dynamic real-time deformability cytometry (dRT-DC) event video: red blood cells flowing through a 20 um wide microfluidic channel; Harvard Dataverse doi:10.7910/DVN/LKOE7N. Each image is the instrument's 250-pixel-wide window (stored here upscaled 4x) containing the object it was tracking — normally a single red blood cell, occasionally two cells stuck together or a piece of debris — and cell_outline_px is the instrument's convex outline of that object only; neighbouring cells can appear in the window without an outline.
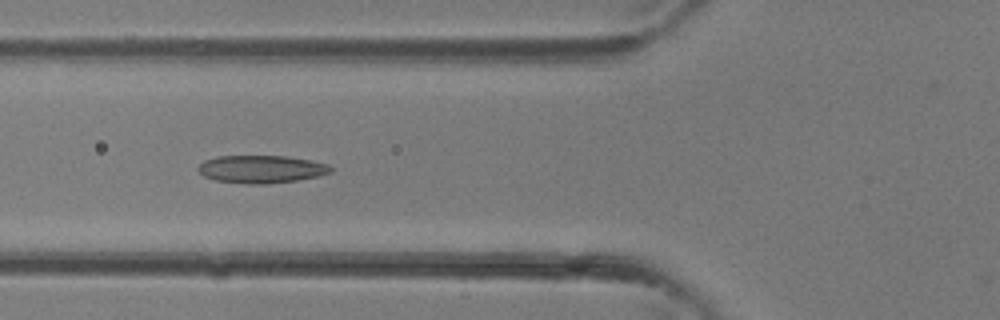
{"species": "common noctule bat (a hibernating species)", "species_latin": "Nyctalus noctula", "temperature_condition": "room temperature", "stored_images_in_passage": 32, "camera_frame_rate_fps": 3000, "um_per_image_px": 0.085, "animal": {"sex": "female"}, "frame": {"image": 1, "passage_image": 9, "time_ms": 2.667, "image_size_px": [1000, 320], "cell_outline_px": [[332, 172], [316, 176], [296, 180], [264, 184], [248, 184], [216, 180], [204, 176], [196, 168], [204, 160], [216, 156], [288, 156], [312, 160], [328, 164], [332, 168]], "centroid_in_image_um": [22.2, 14.37], "position_along_channel_um": 103.6, "area_um2": 21.39}}
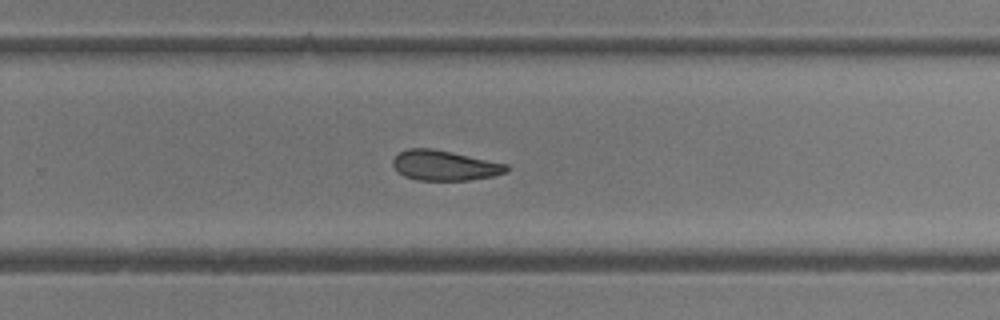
{"frame": {"image": 2, "passage_image": 19, "time_ms": 6.0, "image_size_px": [1000, 320], "cell_outline_px": [[508, 172], [492, 176], [468, 180], [416, 180], [404, 176], [392, 164], [392, 160], [400, 152], [408, 148], [432, 148], [452, 152], [508, 164]], "centroid_in_image_um": [37.8, 14.06], "position_along_channel_um": 292.0, "area_um2": 19.83}}
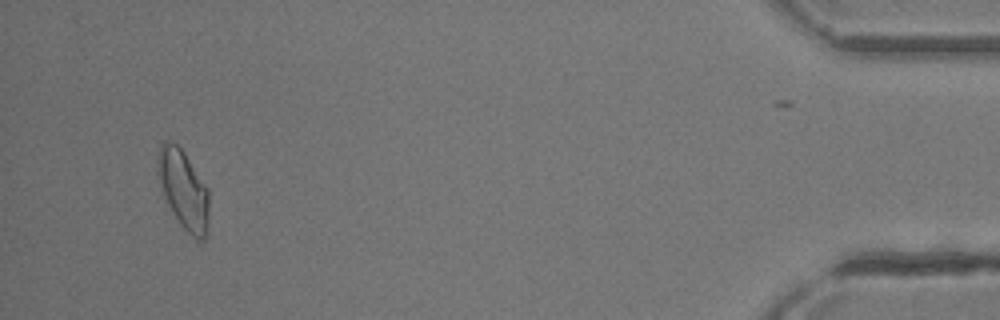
{"frame": {"image": 3, "passage_image": 30, "time_ms": 9.667, "image_size_px": [1000, 320], "cell_outline_px": [[208, 220], [204, 240], [200, 244], [196, 244], [180, 224], [160, 192], [156, 172], [156, 152], [160, 144], [164, 140], [168, 140], [176, 144], [184, 152], [208, 188]], "centroid_in_image_um": [15.54, 16.13], "position_along_channel_um": 419.7, "area_um2": 24.39}}